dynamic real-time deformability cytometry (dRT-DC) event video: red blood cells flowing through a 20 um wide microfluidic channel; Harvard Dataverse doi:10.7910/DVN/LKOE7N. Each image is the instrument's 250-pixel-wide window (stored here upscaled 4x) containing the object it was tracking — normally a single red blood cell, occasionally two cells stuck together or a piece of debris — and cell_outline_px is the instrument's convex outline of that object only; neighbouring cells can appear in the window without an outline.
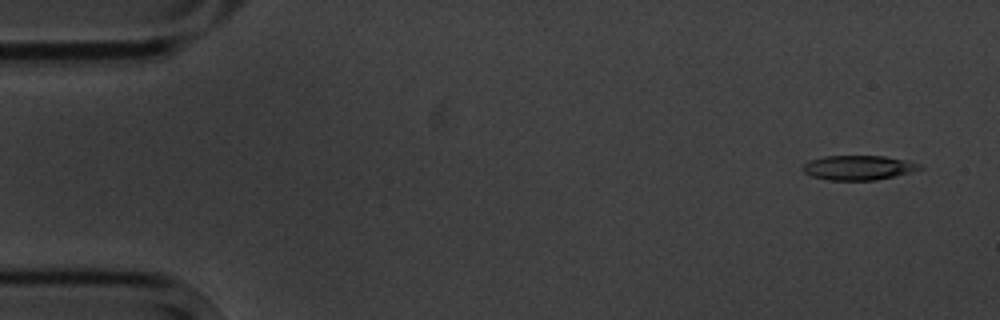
{"species": "common noctule bat (a hibernating species)", "species_latin": "Nyctalus noctula", "temperature_condition": "cold", "stored_images_in_passage": 7, "camera_frame_rate_fps": 3000, "um_per_image_px": 0.085, "animal": {"sex": "male", "body_mass_g": 20.1, "forearm_length_mm": 53.5}, "frame": {"image": 1, "passage_image": 1, "time_ms": 0.0, "image_size_px": [1000, 320], "cell_outline_px": [[924, 168], [912, 172], [876, 180], [828, 180], [812, 176], [804, 172], [804, 164], [808, 160], [824, 156], [884, 156], [904, 160], [920, 164]], "centroid_in_image_um": [72.97, 14.25], "position_along_channel_um": 12.0, "area_um2": 16.65}}
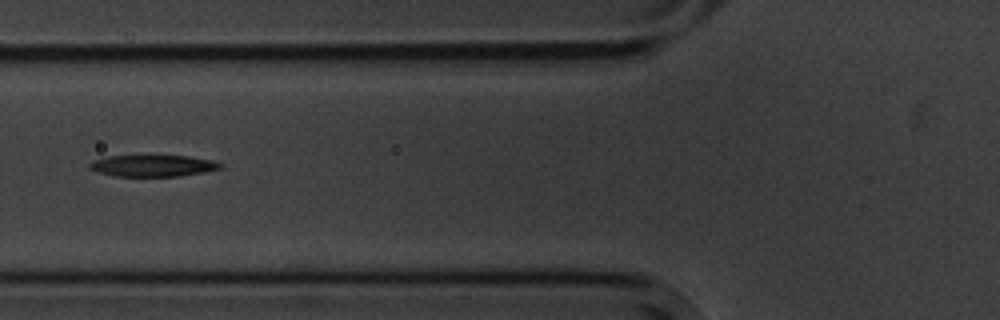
{"frame": {"image": 2, "passage_image": 6, "time_ms": 6.0, "image_size_px": [1000, 320], "cell_outline_px": [[224, 164], [220, 168], [204, 172], [180, 176], [116, 176], [96, 172], [88, 168], [88, 164], [92, 160], [108, 156], [188, 156], [212, 160]], "centroid_in_image_um": [12.96, 14.09], "position_along_channel_um": 112.8, "area_um2": 16.42}}
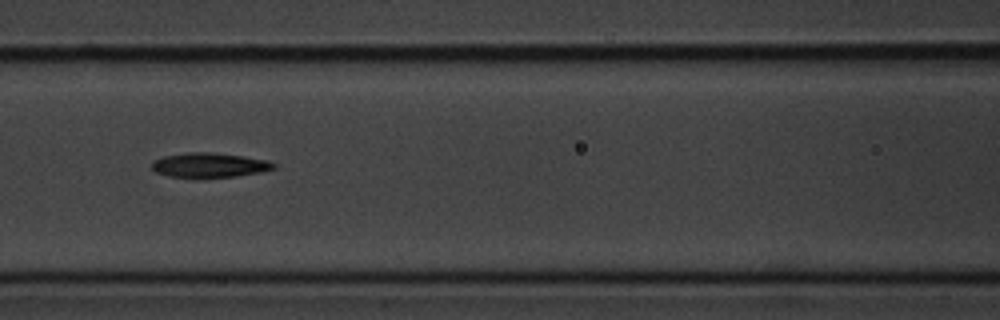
{"frame": {"image": 3, "passage_image": 7, "time_ms": 7.0, "image_size_px": [1000, 320], "cell_outline_px": [[276, 168], [260, 172], [236, 176], [168, 176], [156, 172], [152, 168], [152, 164], [156, 160], [164, 156], [188, 152], [212, 152], [244, 156], [268, 160], [276, 164]], "centroid_in_image_um": [17.85, 14.01], "position_along_channel_um": 148.8, "area_um2": 17.05}}